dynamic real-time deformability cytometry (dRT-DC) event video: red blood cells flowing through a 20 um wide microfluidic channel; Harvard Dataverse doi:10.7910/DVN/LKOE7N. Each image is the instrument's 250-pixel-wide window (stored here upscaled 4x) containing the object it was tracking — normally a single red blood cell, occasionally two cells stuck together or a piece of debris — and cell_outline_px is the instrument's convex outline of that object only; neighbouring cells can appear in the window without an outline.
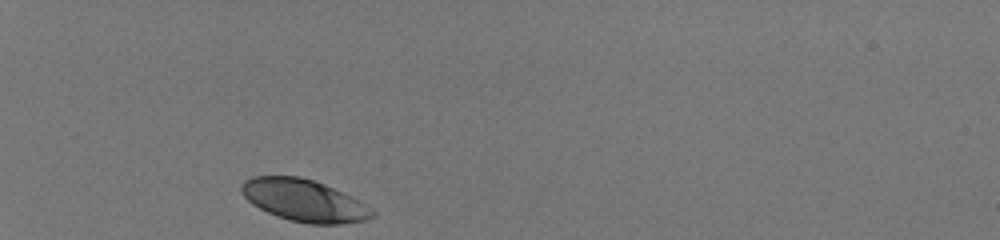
{"species": "human", "species_latin": "Homo sapiens", "temperature_condition": "room temperature", "stored_images_in_passage": 30, "camera_frame_rate_fps": 3000, "um_per_image_px": 0.085, "donor": {"sex": "male"}, "frame": {"image": 1, "passage_image": 1, "time_ms": 0.0, "image_size_px": [1000, 240], "cell_outline_px": [[376, 216], [364, 220], [344, 224], [308, 224], [288, 220], [276, 216], [252, 204], [244, 196], [240, 188], [240, 184], [244, 180], [252, 176], [300, 176], [324, 184], [352, 196], [360, 200], [372, 208], [376, 212]], "centroid_in_image_um": [25.87, 17.04], "position_along_channel_um": 59.1, "area_um2": 32.31}}
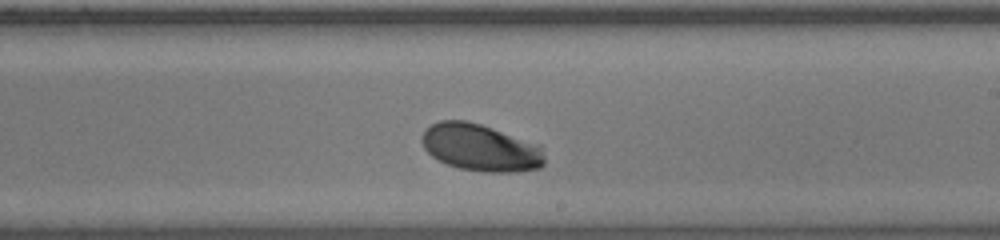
{"frame": {"image": 2, "passage_image": 18, "time_ms": 5.667, "image_size_px": [1000, 240], "cell_outline_px": [[544, 164], [540, 168], [516, 172], [484, 172], [460, 168], [448, 164], [432, 156], [424, 148], [420, 140], [424, 128], [440, 120], [464, 120], [480, 124], [540, 144], [544, 156]], "centroid_in_image_um": [40.84, 12.54], "position_along_channel_um": 248.2, "area_um2": 33.81}}
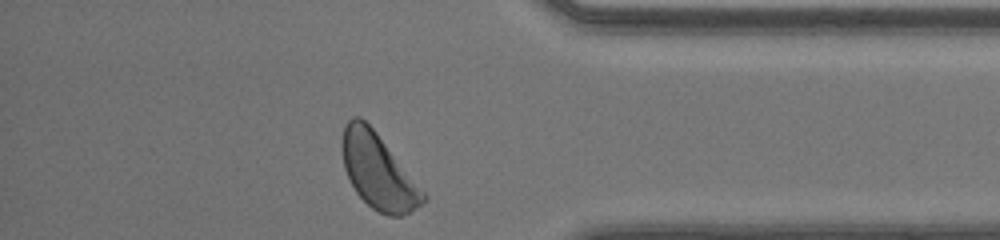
{"frame": {"image": 3, "passage_image": 30, "time_ms": 9.667, "image_size_px": [1000, 240], "cell_outline_px": [[428, 200], [408, 212], [400, 216], [388, 216], [372, 208], [356, 192], [344, 168], [340, 148], [340, 140], [344, 124], [352, 116], [360, 116], [372, 128], [428, 196]], "centroid_in_image_um": [32.1, 14.54], "position_along_channel_um": 403.1, "area_um2": 35.08}, "authors_computed_cell_mechanics": {"area_um2": 33.1483, "velocity_mm_per_s": 4.0695, "shape_relaxation_time_tau1_ms": 1.6364, "shape_relaxation_time_tau2_ms": null, "deformation_change_tau1": 0.1104, "deformation_change_tau2": null}}